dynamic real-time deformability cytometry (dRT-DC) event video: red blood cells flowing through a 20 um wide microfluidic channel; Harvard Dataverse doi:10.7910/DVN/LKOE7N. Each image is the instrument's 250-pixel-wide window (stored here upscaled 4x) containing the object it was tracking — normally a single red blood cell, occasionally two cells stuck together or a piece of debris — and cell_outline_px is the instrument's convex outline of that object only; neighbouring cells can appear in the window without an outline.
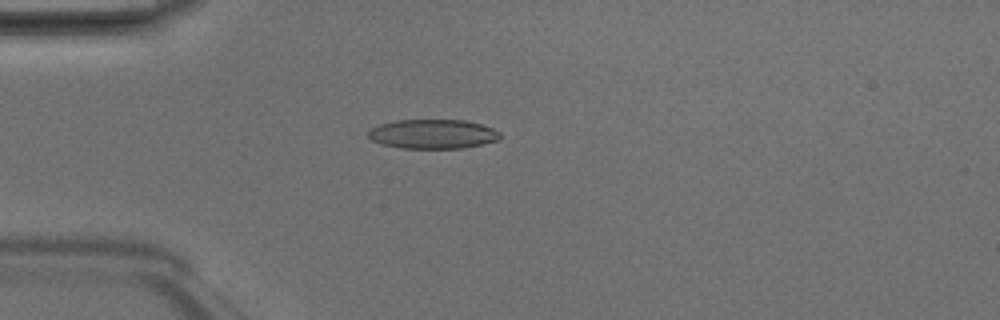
{"species": "Egyptian fruit bat (a non-hibernating species)", "species_latin": "Rousettus aegyptiacus", "temperature_condition": "room temperature", "stored_images_in_passage": 5, "camera_frame_rate_fps": 3000, "um_per_image_px": 0.085, "animal": {"sex": "male"}, "frame": {"image": 1, "passage_image": 4, "time_ms": 1.0, "image_size_px": [1000, 320], "cell_outline_px": [[500, 136], [496, 140], [464, 148], [400, 148], [380, 144], [372, 140], [368, 136], [368, 132], [372, 128], [380, 124], [396, 120], [464, 120], [480, 124], [492, 128], [500, 132]], "centroid_in_image_um": [36.75, 11.39], "position_along_channel_um": 48.2, "area_um2": 22.37}}